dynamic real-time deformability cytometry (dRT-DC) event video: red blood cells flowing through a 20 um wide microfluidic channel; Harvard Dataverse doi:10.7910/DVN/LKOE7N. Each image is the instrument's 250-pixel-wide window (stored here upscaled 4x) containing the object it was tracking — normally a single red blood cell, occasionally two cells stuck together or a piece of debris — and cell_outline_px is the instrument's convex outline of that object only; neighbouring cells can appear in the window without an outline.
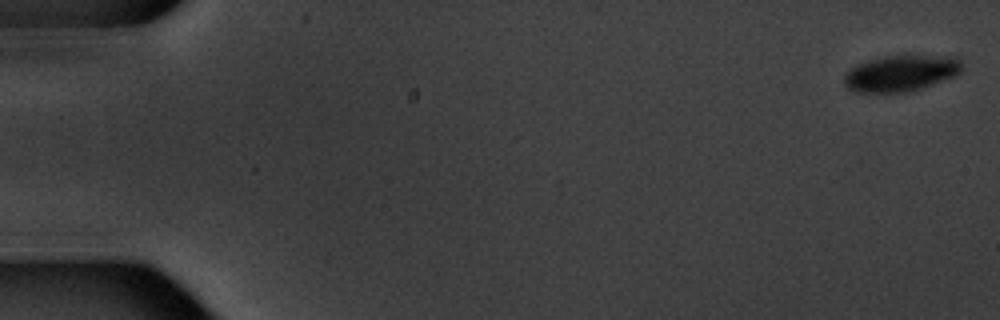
{"species": "common noctule bat (a hibernating species)", "species_latin": "Nyctalus noctula", "temperature_condition": "warm", "stored_images_in_passage": 6, "camera_frame_rate_fps": 3000, "um_per_image_px": 0.085, "animal": {"sex": "male", "body_mass_g": 20.1, "forearm_length_mm": 53.5}, "frame": {"image": 1, "passage_image": 1, "time_ms": 0.0, "image_size_px": [1000, 320], "cell_outline_px": [[960, 72], [952, 76], [912, 92], [860, 92], [848, 88], [844, 84], [844, 76], [852, 68], [868, 60], [884, 56], [956, 56], [960, 60]], "centroid_in_image_um": [76.57, 6.23], "position_along_channel_um": 8.4, "area_um2": 24.33}}
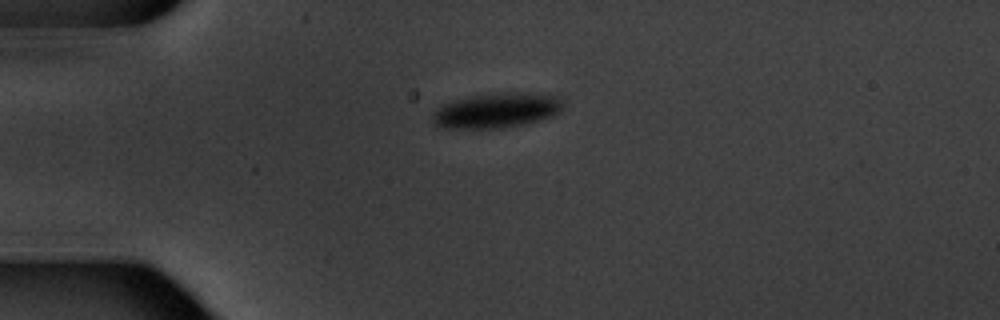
{"frame": {"image": 2, "passage_image": 5, "time_ms": 4.667, "image_size_px": [1000, 320], "cell_outline_px": [[564, 108], [560, 112], [552, 116], [528, 124], [504, 128], [436, 128], [432, 120], [432, 112], [444, 104], [456, 100], [476, 96], [500, 92], [516, 92], [560, 96], [564, 100]], "centroid_in_image_um": [42.26, 9.4], "position_along_channel_um": 42.7, "area_um2": 26.88}}